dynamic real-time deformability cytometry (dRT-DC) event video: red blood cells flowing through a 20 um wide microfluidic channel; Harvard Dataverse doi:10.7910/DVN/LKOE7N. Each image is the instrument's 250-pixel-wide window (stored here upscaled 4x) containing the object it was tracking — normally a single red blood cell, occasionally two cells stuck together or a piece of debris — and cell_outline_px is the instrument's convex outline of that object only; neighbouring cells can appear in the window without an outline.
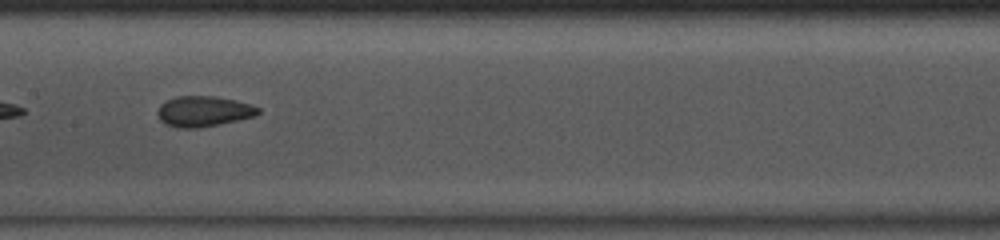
{"species": "common noctule bat (a hibernating species)", "species_latin": "Nyctalus noctula", "temperature_condition": "room temperature", "stored_images_in_passage": 43, "camera_frame_rate_fps": 3000, "um_per_image_px": 0.085, "animal": {"sex": "male", "body_mass_g": 13.0, "forearm_length_mm": 53.1}, "frame": {"image": 1, "passage_image": 19, "time_ms": 6.0, "image_size_px": [1000, 240], "cell_outline_px": [[260, 112], [256, 116], [196, 128], [176, 128], [160, 120], [156, 112], [160, 104], [176, 96], [216, 96], [236, 100], [252, 104], [260, 108]], "centroid_in_image_um": [17.31, 9.45], "position_along_channel_um": 190.1, "area_um2": 17.86}}
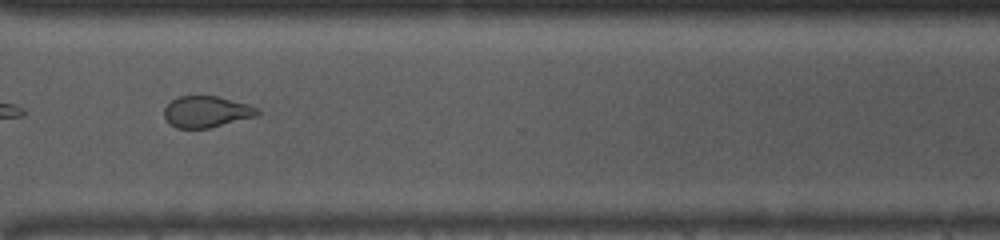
{"frame": {"image": 2, "passage_image": 31, "time_ms": 10.0, "image_size_px": [1000, 240], "cell_outline_px": [[260, 112], [256, 116], [208, 128], [176, 128], [164, 116], [164, 108], [172, 100], [180, 96], [216, 96], [248, 104], [260, 108]], "centroid_in_image_um": [17.57, 9.49], "position_along_channel_um": 353.0, "area_um2": 16.82}, "authors_computed_cell_mechanics": {"area_um2": 18.207, "velocity_mm_per_s": 4.0855, "shape_relaxation_time_tau1_ms": 4.3286, "shape_relaxation_time_tau2_ms": 1.5116, "deformation_change_tau1": 0.0854, "deformation_change_tau2": 0.0707}}